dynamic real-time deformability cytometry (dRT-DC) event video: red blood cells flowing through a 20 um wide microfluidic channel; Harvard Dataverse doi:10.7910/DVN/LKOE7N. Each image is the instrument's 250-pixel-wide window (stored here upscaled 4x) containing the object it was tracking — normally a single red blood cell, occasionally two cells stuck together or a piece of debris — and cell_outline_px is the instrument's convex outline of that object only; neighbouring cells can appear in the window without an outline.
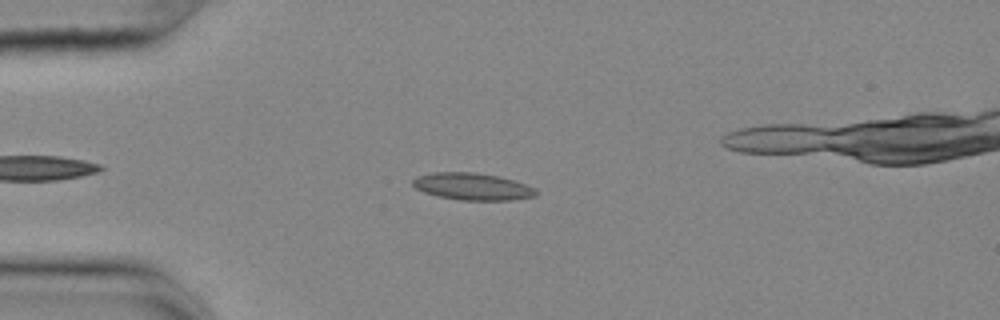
{"species": "common noctule bat (a hibernating species)", "species_latin": "Nyctalus noctula", "temperature_condition": "cold", "stored_images_in_passage": 46, "camera_frame_rate_fps": 3000, "um_per_image_px": 0.085, "animal": {"sex": "female", "body_mass_g": 25.1}, "frame": {"image": 1, "passage_image": 9, "time_ms": 2.667, "image_size_px": [1000, 320], "cell_outline_px": [[540, 192], [536, 196], [508, 200], [460, 200], [440, 196], [424, 192], [416, 188], [412, 184], [412, 180], [416, 176], [432, 172], [476, 172], [500, 176], [536, 188]], "centroid_in_image_um": [40.17, 15.84], "position_along_channel_um": 44.8, "area_um2": 19.48}}
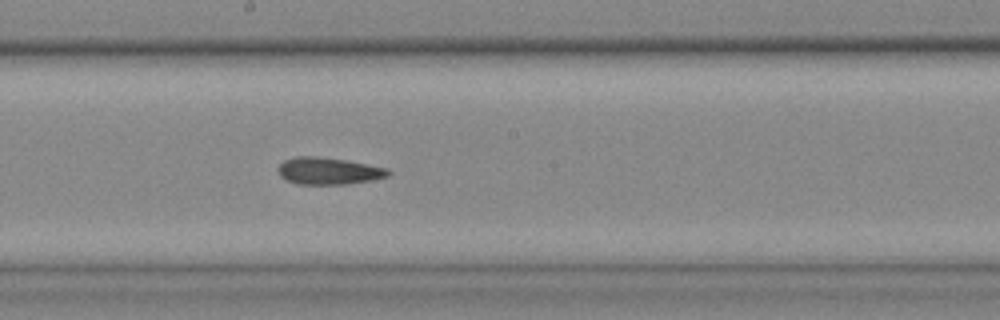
{"frame": {"image": 2, "passage_image": 25, "time_ms": 8.0, "image_size_px": [1000, 320], "cell_outline_px": [[392, 172], [388, 176], [372, 180], [348, 184], [300, 184], [288, 180], [280, 176], [276, 168], [284, 160], [296, 156], [316, 156], [344, 160], [368, 164], [388, 168]], "centroid_in_image_um": [27.93, 14.53], "position_along_channel_um": 220.3, "area_um2": 17.34}}
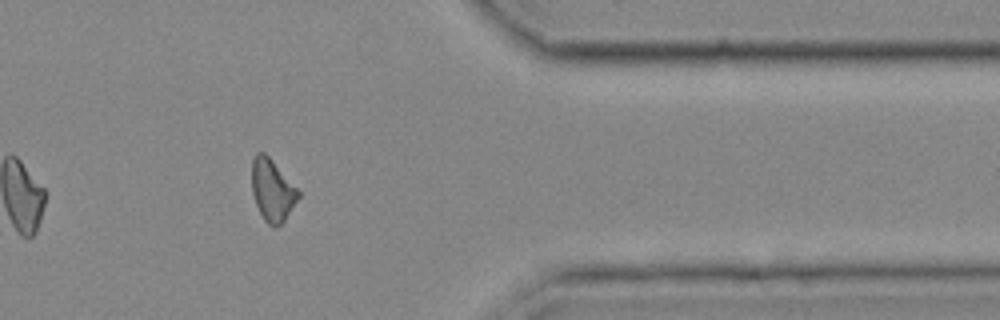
{"frame": {"image": 3, "passage_image": 40, "time_ms": 13.0, "image_size_px": [1000, 320], "cell_outline_px": [[300, 196], [284, 220], [276, 228], [268, 224], [264, 220], [256, 204], [252, 192], [252, 160], [256, 152], [264, 152], [272, 160], [300, 192]], "centroid_in_image_um": [23.13, 16.16], "position_along_channel_um": 388.3, "area_um2": 16.53}, "authors_computed_cell_mechanics": {"area_um2": 17.7735, "velocity_mm_per_s": 3.6774, "shape_relaxation_time_tau1_ms": 6.1952, "shape_relaxation_time_tau2_ms": 3.1, "deformation_change_tau1": 0.1299, "deformation_change_tau2": 0.1131}}